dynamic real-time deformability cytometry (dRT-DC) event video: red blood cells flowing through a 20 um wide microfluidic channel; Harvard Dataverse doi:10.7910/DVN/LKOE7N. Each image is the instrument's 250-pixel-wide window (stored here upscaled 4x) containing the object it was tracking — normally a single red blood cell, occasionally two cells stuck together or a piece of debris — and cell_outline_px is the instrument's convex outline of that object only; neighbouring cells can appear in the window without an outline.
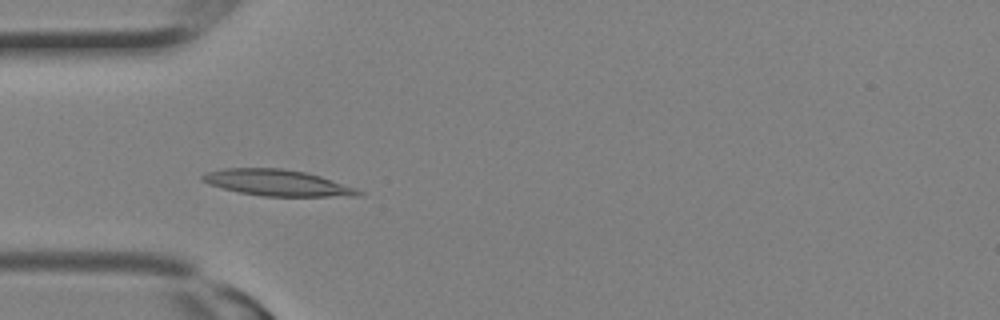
{"species": "Egyptian fruit bat (a non-hibernating species)", "species_latin": "Rousettus aegyptiacus", "temperature_condition": "room temperature", "stored_images_in_passage": 20, "camera_frame_rate_fps": 3000, "um_per_image_px": 0.085, "animal": {"sex": "female"}, "frame": {"image": 1, "passage_image": 8, "time_ms": 2.333, "image_size_px": [1000, 320], "cell_outline_px": [[364, 196], [264, 196], [240, 192], [208, 184], [200, 180], [200, 176], [208, 172], [224, 168], [280, 168], [304, 172], [320, 176], [356, 188], [364, 192]], "centroid_in_image_um": [23.58, 15.54], "position_along_channel_um": 61.4, "area_um2": 23.64}}
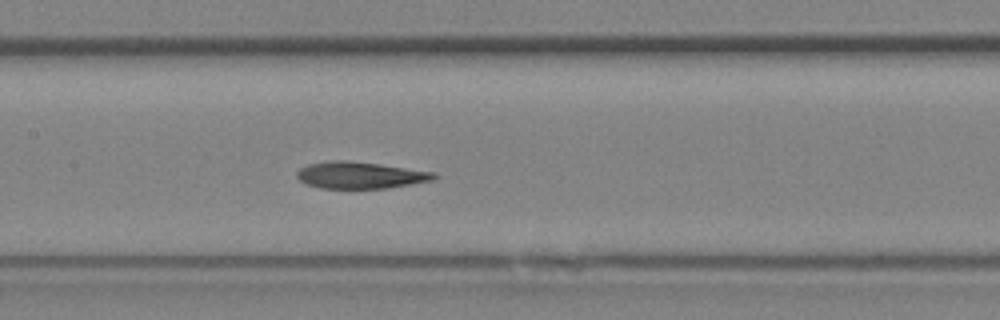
{"frame": {"image": 2, "passage_image": 13, "time_ms": 4.0, "image_size_px": [1000, 320], "cell_outline_px": [[440, 176], [432, 180], [412, 184], [388, 188], [320, 188], [308, 184], [300, 180], [296, 176], [296, 172], [300, 168], [308, 164], [332, 160], [344, 160], [380, 164], [436, 172]], "centroid_in_image_um": [30.65, 14.88], "position_along_channel_um": 176.8, "area_um2": 21.39}}
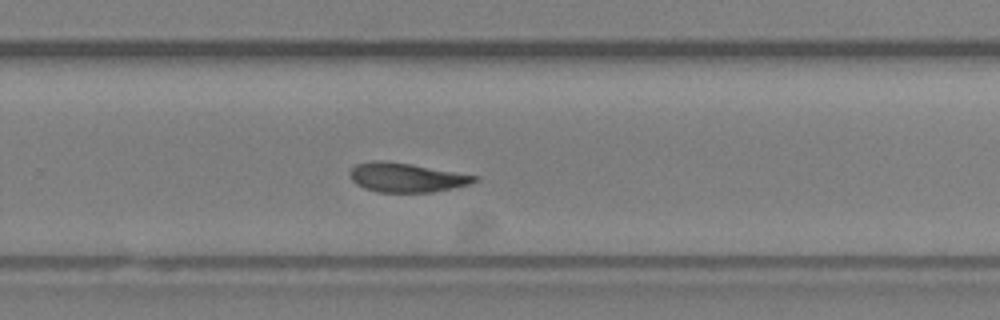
{"frame": {"image": 3, "passage_image": 18, "time_ms": 5.667, "image_size_px": [1000, 320], "cell_outline_px": [[480, 176], [476, 180], [468, 184], [452, 188], [432, 192], [376, 192], [364, 188], [356, 184], [348, 176], [348, 172], [356, 164], [372, 160], [384, 160], [412, 164]], "centroid_in_image_um": [34.49, 15.08], "position_along_channel_um": 295.3, "area_um2": 21.33}}